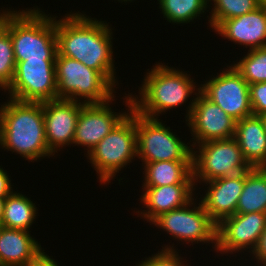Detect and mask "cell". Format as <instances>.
<instances>
[{"label":"cell","mask_w":266,"mask_h":266,"mask_svg":"<svg viewBox=\"0 0 266 266\" xmlns=\"http://www.w3.org/2000/svg\"><path fill=\"white\" fill-rule=\"evenodd\" d=\"M5 201H6V197H0V226L2 223Z\"/></svg>","instance_id":"33"},{"label":"cell","mask_w":266,"mask_h":266,"mask_svg":"<svg viewBox=\"0 0 266 266\" xmlns=\"http://www.w3.org/2000/svg\"><path fill=\"white\" fill-rule=\"evenodd\" d=\"M16 60L9 32L0 24V87L7 89L13 79Z\"/></svg>","instance_id":"27"},{"label":"cell","mask_w":266,"mask_h":266,"mask_svg":"<svg viewBox=\"0 0 266 266\" xmlns=\"http://www.w3.org/2000/svg\"><path fill=\"white\" fill-rule=\"evenodd\" d=\"M266 213V168H251L245 172V182L236 213Z\"/></svg>","instance_id":"22"},{"label":"cell","mask_w":266,"mask_h":266,"mask_svg":"<svg viewBox=\"0 0 266 266\" xmlns=\"http://www.w3.org/2000/svg\"><path fill=\"white\" fill-rule=\"evenodd\" d=\"M57 99L77 100L84 97L83 103H104L114 98L113 85L97 70L87 67L80 61L60 56L55 58Z\"/></svg>","instance_id":"6"},{"label":"cell","mask_w":266,"mask_h":266,"mask_svg":"<svg viewBox=\"0 0 266 266\" xmlns=\"http://www.w3.org/2000/svg\"><path fill=\"white\" fill-rule=\"evenodd\" d=\"M250 103L254 115L266 114V82L249 85Z\"/></svg>","instance_id":"29"},{"label":"cell","mask_w":266,"mask_h":266,"mask_svg":"<svg viewBox=\"0 0 266 266\" xmlns=\"http://www.w3.org/2000/svg\"><path fill=\"white\" fill-rule=\"evenodd\" d=\"M144 167L145 187L195 183L192 161H158L144 163Z\"/></svg>","instance_id":"21"},{"label":"cell","mask_w":266,"mask_h":266,"mask_svg":"<svg viewBox=\"0 0 266 266\" xmlns=\"http://www.w3.org/2000/svg\"><path fill=\"white\" fill-rule=\"evenodd\" d=\"M262 122H263V125H264V130L266 132V114H263L260 116Z\"/></svg>","instance_id":"34"},{"label":"cell","mask_w":266,"mask_h":266,"mask_svg":"<svg viewBox=\"0 0 266 266\" xmlns=\"http://www.w3.org/2000/svg\"><path fill=\"white\" fill-rule=\"evenodd\" d=\"M54 99L42 102L47 146L54 153L58 147L73 144L77 120L83 102Z\"/></svg>","instance_id":"14"},{"label":"cell","mask_w":266,"mask_h":266,"mask_svg":"<svg viewBox=\"0 0 266 266\" xmlns=\"http://www.w3.org/2000/svg\"><path fill=\"white\" fill-rule=\"evenodd\" d=\"M167 21L187 23L199 17L207 8L210 0H158Z\"/></svg>","instance_id":"24"},{"label":"cell","mask_w":266,"mask_h":266,"mask_svg":"<svg viewBox=\"0 0 266 266\" xmlns=\"http://www.w3.org/2000/svg\"><path fill=\"white\" fill-rule=\"evenodd\" d=\"M140 90L141 99L132 97V109L155 119L156 115L186 102L196 89L188 74L157 64L146 77Z\"/></svg>","instance_id":"4"},{"label":"cell","mask_w":266,"mask_h":266,"mask_svg":"<svg viewBox=\"0 0 266 266\" xmlns=\"http://www.w3.org/2000/svg\"><path fill=\"white\" fill-rule=\"evenodd\" d=\"M215 31L249 50L266 47V7L259 6L242 16L222 21Z\"/></svg>","instance_id":"17"},{"label":"cell","mask_w":266,"mask_h":266,"mask_svg":"<svg viewBox=\"0 0 266 266\" xmlns=\"http://www.w3.org/2000/svg\"><path fill=\"white\" fill-rule=\"evenodd\" d=\"M174 250L171 247H165L160 253L158 252V254L152 255V257L142 261L138 266H185Z\"/></svg>","instance_id":"28"},{"label":"cell","mask_w":266,"mask_h":266,"mask_svg":"<svg viewBox=\"0 0 266 266\" xmlns=\"http://www.w3.org/2000/svg\"><path fill=\"white\" fill-rule=\"evenodd\" d=\"M27 266H58L54 259H51L45 252H42L34 261Z\"/></svg>","instance_id":"32"},{"label":"cell","mask_w":266,"mask_h":266,"mask_svg":"<svg viewBox=\"0 0 266 266\" xmlns=\"http://www.w3.org/2000/svg\"><path fill=\"white\" fill-rule=\"evenodd\" d=\"M0 145L31 161L54 155L47 146L41 102L10 98L1 105Z\"/></svg>","instance_id":"2"},{"label":"cell","mask_w":266,"mask_h":266,"mask_svg":"<svg viewBox=\"0 0 266 266\" xmlns=\"http://www.w3.org/2000/svg\"><path fill=\"white\" fill-rule=\"evenodd\" d=\"M194 184H172L160 187H143L145 189L141 201L148 211L141 212L151 223L165 212L180 208L188 204L192 198Z\"/></svg>","instance_id":"20"},{"label":"cell","mask_w":266,"mask_h":266,"mask_svg":"<svg viewBox=\"0 0 266 266\" xmlns=\"http://www.w3.org/2000/svg\"><path fill=\"white\" fill-rule=\"evenodd\" d=\"M248 51V54L233 67L249 85L266 82V47Z\"/></svg>","instance_id":"25"},{"label":"cell","mask_w":266,"mask_h":266,"mask_svg":"<svg viewBox=\"0 0 266 266\" xmlns=\"http://www.w3.org/2000/svg\"><path fill=\"white\" fill-rule=\"evenodd\" d=\"M40 12L37 8L0 14V24L10 34L16 62L56 58V17Z\"/></svg>","instance_id":"3"},{"label":"cell","mask_w":266,"mask_h":266,"mask_svg":"<svg viewBox=\"0 0 266 266\" xmlns=\"http://www.w3.org/2000/svg\"><path fill=\"white\" fill-rule=\"evenodd\" d=\"M127 97L130 114L88 153L100 182L104 184L137 156L135 110L132 109V96Z\"/></svg>","instance_id":"5"},{"label":"cell","mask_w":266,"mask_h":266,"mask_svg":"<svg viewBox=\"0 0 266 266\" xmlns=\"http://www.w3.org/2000/svg\"><path fill=\"white\" fill-rule=\"evenodd\" d=\"M265 228L266 213H236L217 225V243L214 247L221 253H233L248 249L251 245L252 252Z\"/></svg>","instance_id":"13"},{"label":"cell","mask_w":266,"mask_h":266,"mask_svg":"<svg viewBox=\"0 0 266 266\" xmlns=\"http://www.w3.org/2000/svg\"><path fill=\"white\" fill-rule=\"evenodd\" d=\"M252 253L255 255V258L260 261L263 266H266V228L260 235L257 245L253 249Z\"/></svg>","instance_id":"30"},{"label":"cell","mask_w":266,"mask_h":266,"mask_svg":"<svg viewBox=\"0 0 266 266\" xmlns=\"http://www.w3.org/2000/svg\"><path fill=\"white\" fill-rule=\"evenodd\" d=\"M156 117L147 118L135 111L137 156L144 163L158 161H192L188 147Z\"/></svg>","instance_id":"7"},{"label":"cell","mask_w":266,"mask_h":266,"mask_svg":"<svg viewBox=\"0 0 266 266\" xmlns=\"http://www.w3.org/2000/svg\"><path fill=\"white\" fill-rule=\"evenodd\" d=\"M10 182L7 172H4L3 168H0V197H7L12 193Z\"/></svg>","instance_id":"31"},{"label":"cell","mask_w":266,"mask_h":266,"mask_svg":"<svg viewBox=\"0 0 266 266\" xmlns=\"http://www.w3.org/2000/svg\"><path fill=\"white\" fill-rule=\"evenodd\" d=\"M36 206L25 195L11 193L6 197L1 226L9 229L26 230L35 219Z\"/></svg>","instance_id":"23"},{"label":"cell","mask_w":266,"mask_h":266,"mask_svg":"<svg viewBox=\"0 0 266 266\" xmlns=\"http://www.w3.org/2000/svg\"><path fill=\"white\" fill-rule=\"evenodd\" d=\"M9 91L10 98L23 102H46L57 99L55 60L16 62Z\"/></svg>","instance_id":"9"},{"label":"cell","mask_w":266,"mask_h":266,"mask_svg":"<svg viewBox=\"0 0 266 266\" xmlns=\"http://www.w3.org/2000/svg\"><path fill=\"white\" fill-rule=\"evenodd\" d=\"M192 200L177 209L162 213L152 221L176 239L188 242L217 243V224L204 210L202 203L189 209Z\"/></svg>","instance_id":"11"},{"label":"cell","mask_w":266,"mask_h":266,"mask_svg":"<svg viewBox=\"0 0 266 266\" xmlns=\"http://www.w3.org/2000/svg\"><path fill=\"white\" fill-rule=\"evenodd\" d=\"M113 98L104 103H83L74 133L73 143L86 146L89 153L129 113L112 112L107 106Z\"/></svg>","instance_id":"15"},{"label":"cell","mask_w":266,"mask_h":266,"mask_svg":"<svg viewBox=\"0 0 266 266\" xmlns=\"http://www.w3.org/2000/svg\"><path fill=\"white\" fill-rule=\"evenodd\" d=\"M210 25L215 29L222 21L242 16L260 6L259 0H213Z\"/></svg>","instance_id":"26"},{"label":"cell","mask_w":266,"mask_h":266,"mask_svg":"<svg viewBox=\"0 0 266 266\" xmlns=\"http://www.w3.org/2000/svg\"><path fill=\"white\" fill-rule=\"evenodd\" d=\"M229 68L204 83L198 91L239 121L253 114L249 84L233 66Z\"/></svg>","instance_id":"10"},{"label":"cell","mask_w":266,"mask_h":266,"mask_svg":"<svg viewBox=\"0 0 266 266\" xmlns=\"http://www.w3.org/2000/svg\"><path fill=\"white\" fill-rule=\"evenodd\" d=\"M260 5L266 7V0H259Z\"/></svg>","instance_id":"35"},{"label":"cell","mask_w":266,"mask_h":266,"mask_svg":"<svg viewBox=\"0 0 266 266\" xmlns=\"http://www.w3.org/2000/svg\"><path fill=\"white\" fill-rule=\"evenodd\" d=\"M188 110L187 119L191 133L198 144L234 137L236 120L220 106L207 99L200 91ZM196 137V138H195Z\"/></svg>","instance_id":"12"},{"label":"cell","mask_w":266,"mask_h":266,"mask_svg":"<svg viewBox=\"0 0 266 266\" xmlns=\"http://www.w3.org/2000/svg\"><path fill=\"white\" fill-rule=\"evenodd\" d=\"M65 17L56 21L58 54L97 70L114 86L112 32L108 24L78 13Z\"/></svg>","instance_id":"1"},{"label":"cell","mask_w":266,"mask_h":266,"mask_svg":"<svg viewBox=\"0 0 266 266\" xmlns=\"http://www.w3.org/2000/svg\"><path fill=\"white\" fill-rule=\"evenodd\" d=\"M244 182L245 172L209 181V189L200 203L217 225L236 214Z\"/></svg>","instance_id":"16"},{"label":"cell","mask_w":266,"mask_h":266,"mask_svg":"<svg viewBox=\"0 0 266 266\" xmlns=\"http://www.w3.org/2000/svg\"><path fill=\"white\" fill-rule=\"evenodd\" d=\"M234 138L251 168H266V132L260 116L237 121Z\"/></svg>","instance_id":"18"},{"label":"cell","mask_w":266,"mask_h":266,"mask_svg":"<svg viewBox=\"0 0 266 266\" xmlns=\"http://www.w3.org/2000/svg\"><path fill=\"white\" fill-rule=\"evenodd\" d=\"M198 146L199 154L192 152L194 181L200 178L208 183L217 178L235 176L251 169L234 137L212 140L200 143Z\"/></svg>","instance_id":"8"},{"label":"cell","mask_w":266,"mask_h":266,"mask_svg":"<svg viewBox=\"0 0 266 266\" xmlns=\"http://www.w3.org/2000/svg\"><path fill=\"white\" fill-rule=\"evenodd\" d=\"M42 252L29 231L0 226V266H27Z\"/></svg>","instance_id":"19"}]
</instances>
